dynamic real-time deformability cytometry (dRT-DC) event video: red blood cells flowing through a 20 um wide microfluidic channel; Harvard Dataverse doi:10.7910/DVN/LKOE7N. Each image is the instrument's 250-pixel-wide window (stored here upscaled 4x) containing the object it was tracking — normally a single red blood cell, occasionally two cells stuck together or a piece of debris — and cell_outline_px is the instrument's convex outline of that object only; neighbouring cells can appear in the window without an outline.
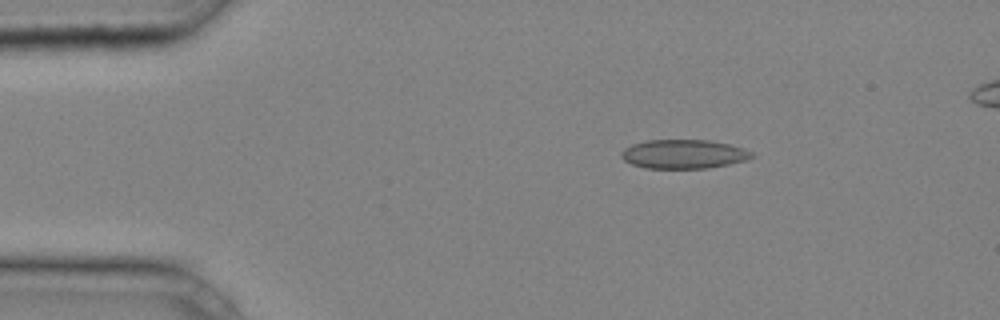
{"species": "common noctule bat (a hibernating species)", "species_latin": "Nyctalus noctula", "temperature_condition": "cold", "stored_images_in_passage": 40, "camera_frame_rate_fps": 3000, "um_per_image_px": 0.085, "animal": {"sex": "male", "body_mass_g": 20.4}, "frame": {"image": 1, "passage_image": 7, "time_ms": 2.0, "image_size_px": [1000, 320], "cell_outline_px": [[756, 156], [748, 160], [708, 168], [644, 168], [632, 164], [624, 160], [620, 156], [620, 152], [624, 148], [632, 144], [644, 140], [708, 140], [728, 144], [744, 148], [752, 152]], "centroid_in_image_um": [58.1, 13.09], "position_along_channel_um": 26.9, "area_um2": 22.2}}
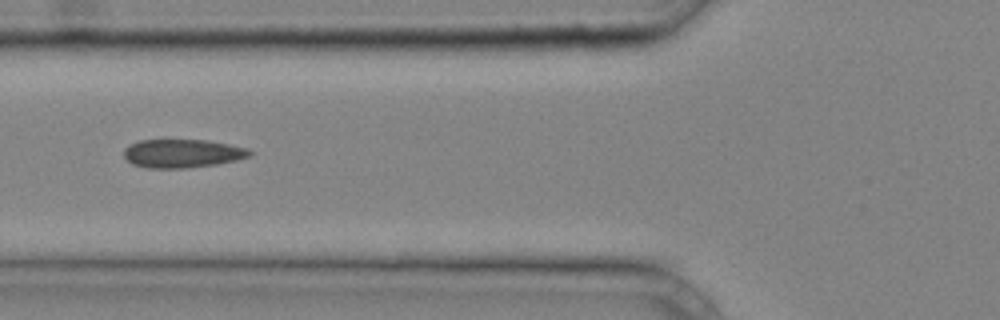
{"frame": {"image": 2, "passage_image": 16, "time_ms": 5.0, "image_size_px": [1000, 320], "cell_outline_px": [[252, 156], [236, 160], [216, 164], [188, 168], [148, 168], [132, 164], [124, 156], [124, 148], [128, 144], [140, 140], [204, 140], [228, 144], [248, 148], [252, 152]], "centroid_in_image_um": [15.49, 13.04], "position_along_channel_um": 110.3, "area_um2": 20.92}}
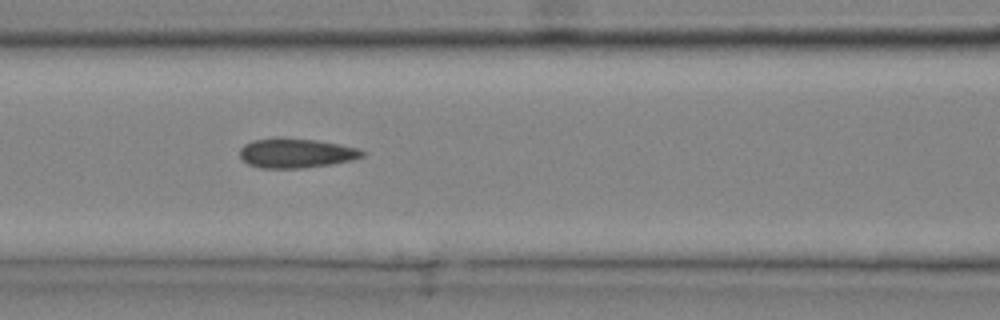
{"frame": {"image": 3, "passage_image": 18, "time_ms": 5.667, "image_size_px": [1000, 320], "cell_outline_px": [[368, 152], [364, 156], [352, 160], [332, 164], [300, 168], [260, 168], [248, 164], [240, 156], [240, 148], [244, 144], [252, 140], [276, 136], [284, 136], [316, 140], [340, 144], [360, 148]], "centroid_in_image_um": [25.18, 12.99], "position_along_channel_um": 141.4, "area_um2": 21.62}}